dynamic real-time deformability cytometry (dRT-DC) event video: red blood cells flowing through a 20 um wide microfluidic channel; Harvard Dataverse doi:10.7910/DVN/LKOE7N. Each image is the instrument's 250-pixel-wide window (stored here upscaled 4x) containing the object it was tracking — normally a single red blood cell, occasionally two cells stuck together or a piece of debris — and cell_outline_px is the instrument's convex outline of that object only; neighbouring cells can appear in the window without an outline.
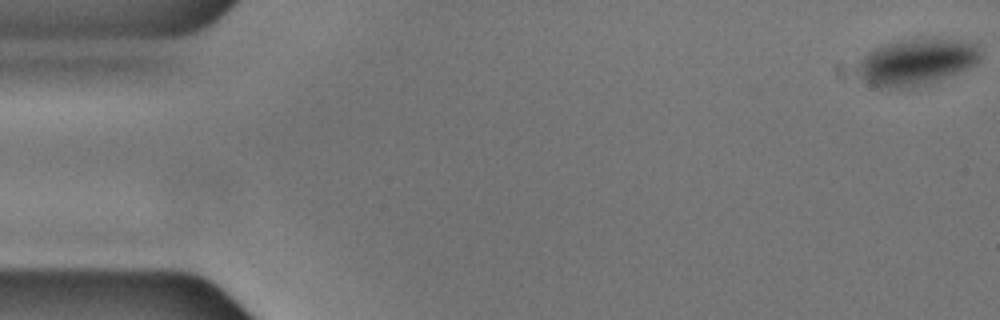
{"species": "common noctule bat (a hibernating species)", "species_latin": "Nyctalus noctula", "temperature_condition": "cold", "stored_images_in_passage": 57, "camera_frame_rate_fps": 3000, "um_per_image_px": 0.085, "animal": {"sex": "male", "body_mass_g": 17.9, "forearm_length_mm": 54.2}, "frame": {"image": 1, "passage_image": 1, "time_ms": 0.0, "image_size_px": [1000, 320], "cell_outline_px": [[980, 60], [976, 64], [968, 68], [948, 76], [912, 88], [880, 88], [864, 80], [856, 72], [856, 64], [868, 52], [884, 44], [900, 40], [960, 40], [976, 44], [980, 48]], "centroid_in_image_um": [77.87, 5.29], "position_along_channel_um": 7.1, "area_um2": 32.83}}
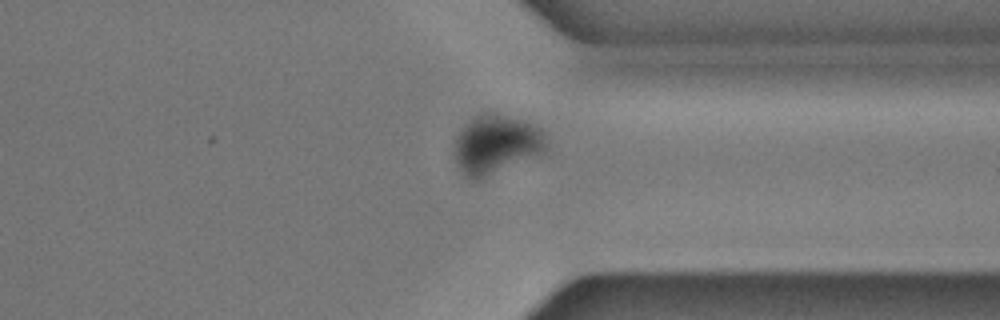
{"frame": {"image": 2, "passage_image": 43, "time_ms": 14.0, "image_size_px": [1000, 320], "cell_outline_px": [[548, 148], [544, 152], [476, 180], [472, 180], [464, 176], [456, 164], [456, 136], [476, 116], [484, 112], [496, 112], [536, 124], [544, 132]], "centroid_in_image_um": [42.21, 12.25], "position_along_channel_um": 369.2, "area_um2": 31.15}}
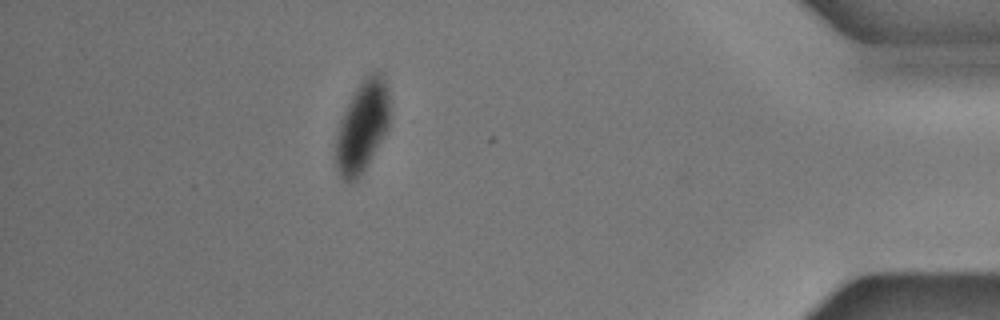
{"frame": {"image": 3, "passage_image": 50, "time_ms": 16.333, "image_size_px": [1000, 320], "cell_outline_px": [[388, 128], [364, 168], [356, 180], [348, 184], [340, 176], [336, 168], [336, 136], [340, 120], [356, 88], [364, 76], [368, 72], [380, 72], [388, 88]], "centroid_in_image_um": [30.77, 10.74], "position_along_channel_um": 404.4, "area_um2": 28.15}}